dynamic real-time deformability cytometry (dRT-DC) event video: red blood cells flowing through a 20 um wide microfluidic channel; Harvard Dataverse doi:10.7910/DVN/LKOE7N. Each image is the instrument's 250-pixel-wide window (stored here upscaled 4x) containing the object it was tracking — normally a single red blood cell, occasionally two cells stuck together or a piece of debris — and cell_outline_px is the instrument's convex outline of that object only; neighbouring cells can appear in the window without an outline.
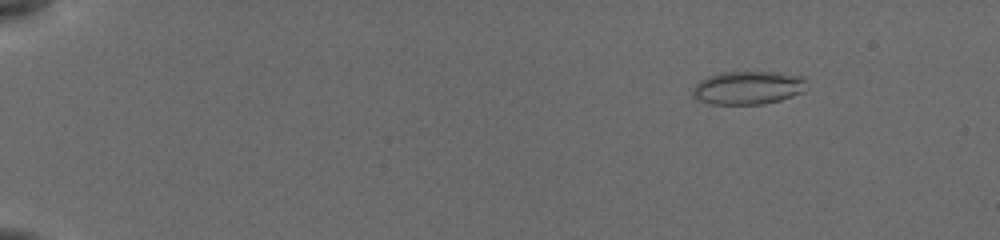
{"species": "common noctule bat (a hibernating species)", "species_latin": "Nyctalus noctula", "temperature_condition": "cold", "stored_images_in_passage": 22, "camera_frame_rate_fps": 3000, "um_per_image_px": 0.085, "animal": {"sex": "female", "body_mass_g": 19.5, "forearm_length_mm": 54.1}, "frame": {"image": 1, "passage_image": 4, "time_ms": 1.0, "image_size_px": [1000, 240], "cell_outline_px": [[808, 88], [804, 92], [780, 100], [764, 104], [712, 104], [696, 100], [692, 96], [692, 88], [700, 80], [708, 76], [720, 72], [776, 72], [804, 76]], "centroid_in_image_um": [63.59, 7.46], "position_along_channel_um": 21.4, "area_um2": 22.48}}
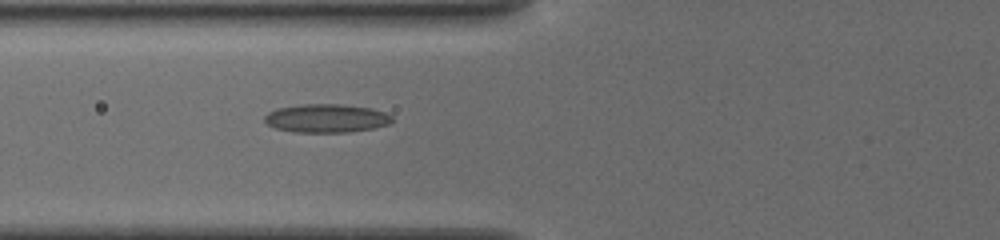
{"frame": {"image": 2, "passage_image": 22, "time_ms": 6.333, "image_size_px": [1000, 240], "cell_outline_px": [[392, 120], [388, 124], [372, 128], [348, 132], [292, 132], [276, 128], [268, 124], [264, 120], [264, 116], [268, 112], [280, 108], [300, 104], [340, 104], [372, 108], [384, 112], [392, 116]], "centroid_in_image_um": [27.73, 10.05], "position_along_channel_um": 98.1, "area_um2": 21.04}}